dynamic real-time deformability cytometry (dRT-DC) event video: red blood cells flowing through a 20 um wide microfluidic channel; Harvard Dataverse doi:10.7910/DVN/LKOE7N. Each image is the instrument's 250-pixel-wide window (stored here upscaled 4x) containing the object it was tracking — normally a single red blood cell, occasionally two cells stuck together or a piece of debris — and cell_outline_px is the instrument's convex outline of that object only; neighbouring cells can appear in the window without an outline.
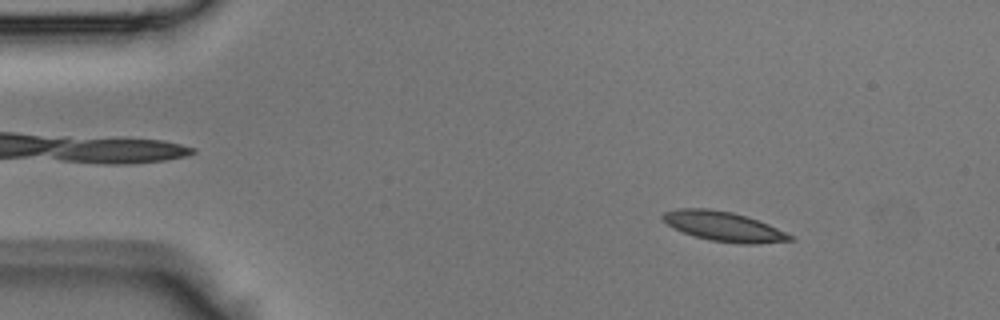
{"species": "Egyptian fruit bat (a non-hibernating species)", "species_latin": "Rousettus aegyptiacus", "temperature_condition": "room temperature", "stored_images_in_passage": 43, "camera_frame_rate_fps": 3000, "um_per_image_px": 0.085, "animal": {"sex": "male"}, "frame": {"image": 1, "passage_image": 5, "time_ms": 1.333, "image_size_px": [1000, 320], "cell_outline_px": [[796, 240], [756, 244], [744, 244], [712, 240], [696, 236], [684, 232], [668, 224], [660, 216], [664, 212], [676, 208], [708, 208], [732, 212], [748, 216], [768, 224], [796, 236]], "centroid_in_image_um": [61.58, 19.24], "position_along_channel_um": 23.4, "area_um2": 21.96}}
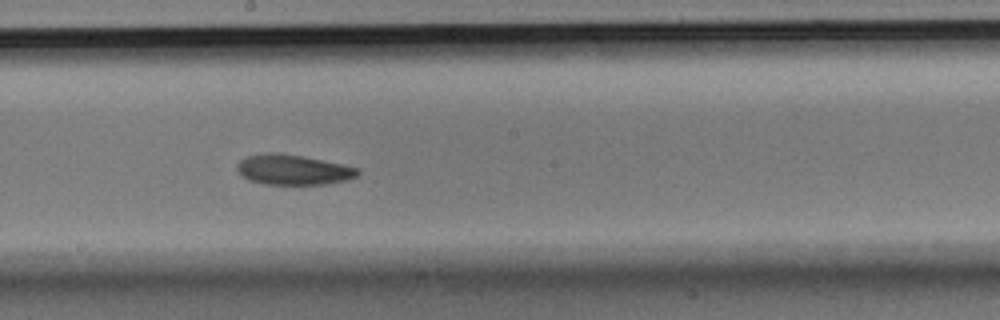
{"frame": {"image": 2, "passage_image": 23, "time_ms": 7.333, "image_size_px": [1000, 320], "cell_outline_px": [[360, 172], [356, 176], [348, 180], [324, 184], [264, 184], [248, 180], [236, 168], [236, 164], [240, 160], [248, 156], [264, 152], [280, 152], [344, 164], [360, 168]], "centroid_in_image_um": [24.93, 14.41], "position_along_channel_um": 223.3, "area_um2": 21.33}}
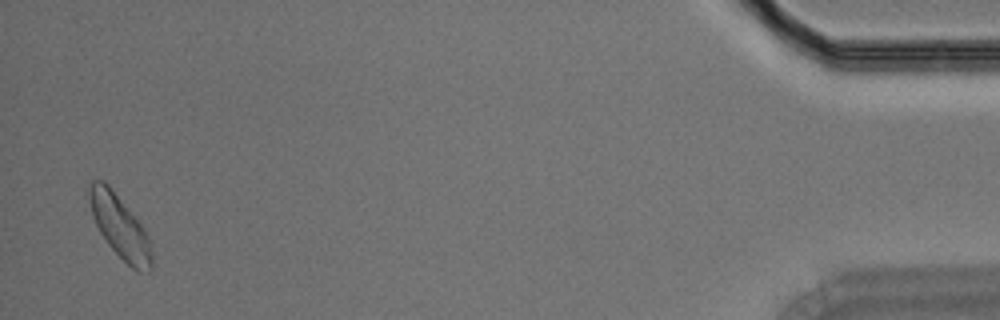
{"frame": {"image": 3, "passage_image": 42, "time_ms": 13.667, "image_size_px": [1000, 320], "cell_outline_px": [[152, 272], [136, 272], [108, 244], [100, 232], [92, 216], [88, 196], [88, 184], [92, 180], [104, 180], [112, 188], [144, 228], [148, 240], [152, 256]], "centroid_in_image_um": [10.17, 19.25], "position_along_channel_um": 425.0, "area_um2": 22.77}}